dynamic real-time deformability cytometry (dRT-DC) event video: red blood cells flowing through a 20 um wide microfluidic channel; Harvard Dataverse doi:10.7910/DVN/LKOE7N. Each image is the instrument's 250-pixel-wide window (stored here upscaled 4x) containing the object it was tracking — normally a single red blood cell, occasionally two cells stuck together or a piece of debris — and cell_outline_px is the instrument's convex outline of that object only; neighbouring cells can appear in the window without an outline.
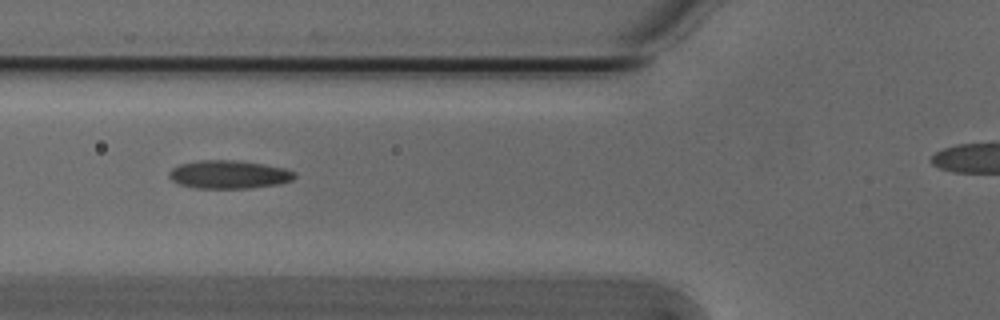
{"species": "Egyptian fruit bat (a non-hibernating species)", "species_latin": "Rousettus aegyptiacus", "temperature_condition": "cold", "stored_images_in_passage": 31, "camera_frame_rate_fps": 3000, "um_per_image_px": 0.085, "animal": {"sex": "male"}, "frame": {"image": 1, "passage_image": 4, "time_ms": 1.0, "image_size_px": [1000, 320], "cell_outline_px": [[296, 176], [292, 180], [280, 184], [248, 188], [196, 188], [180, 184], [172, 180], [168, 176], [168, 172], [172, 168], [180, 164], [200, 160], [236, 160], [264, 164], [284, 168], [296, 172]], "centroid_in_image_um": [19.47, 14.83], "position_along_channel_um": 106.3, "area_um2": 20.69}}
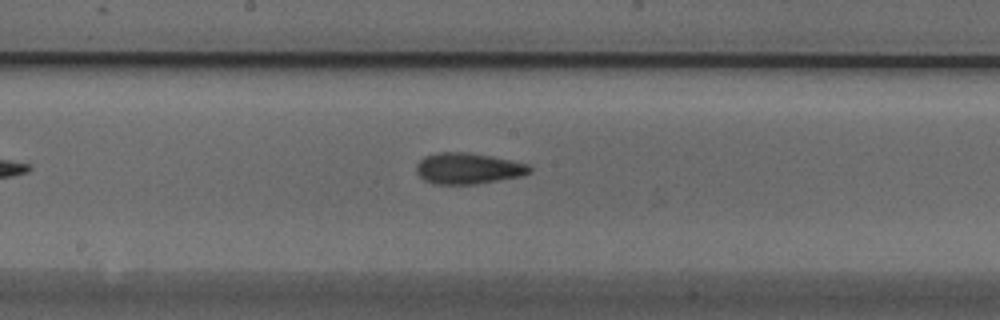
{"frame": {"image": 2, "passage_image": 12, "time_ms": 3.667, "image_size_px": [1000, 320], "cell_outline_px": [[532, 172], [524, 176], [476, 184], [432, 184], [424, 180], [416, 172], [416, 164], [424, 156], [436, 152], [468, 152], [492, 156], [528, 164], [532, 168]], "centroid_in_image_um": [39.79, 14.32], "position_along_channel_um": 208.4, "area_um2": 20.81}}
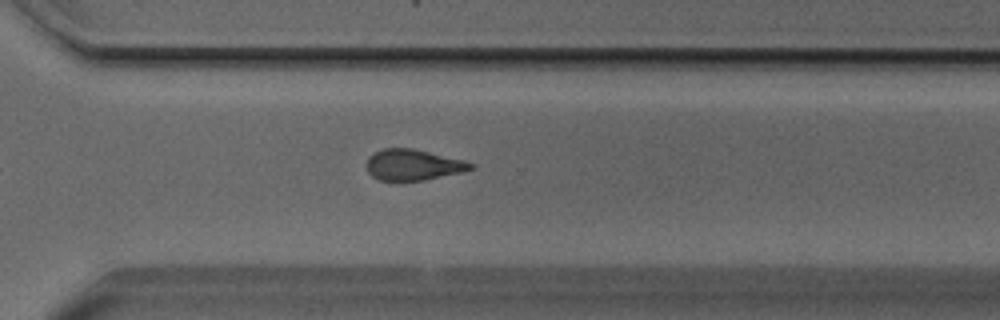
{"frame": {"image": 3, "passage_image": 22, "time_ms": 7.0, "image_size_px": [1000, 320], "cell_outline_px": [[476, 168], [464, 172], [424, 180], [376, 180], [368, 172], [368, 156], [384, 148], [412, 148], [476, 164]], "centroid_in_image_um": [35.13, 14.02], "position_along_channel_um": 335.5, "area_um2": 18.55}, "authors_computed_cell_mechanics": {"area_um2": 19.363, "velocity_mm_per_s": 3.8208, "shape_relaxation_time_tau1_ms": 4.7557, "shape_relaxation_time_tau2_ms": 2.8915, "deformation_change_tau1": 0.1519, "deformation_change_tau2": 0.1227}}